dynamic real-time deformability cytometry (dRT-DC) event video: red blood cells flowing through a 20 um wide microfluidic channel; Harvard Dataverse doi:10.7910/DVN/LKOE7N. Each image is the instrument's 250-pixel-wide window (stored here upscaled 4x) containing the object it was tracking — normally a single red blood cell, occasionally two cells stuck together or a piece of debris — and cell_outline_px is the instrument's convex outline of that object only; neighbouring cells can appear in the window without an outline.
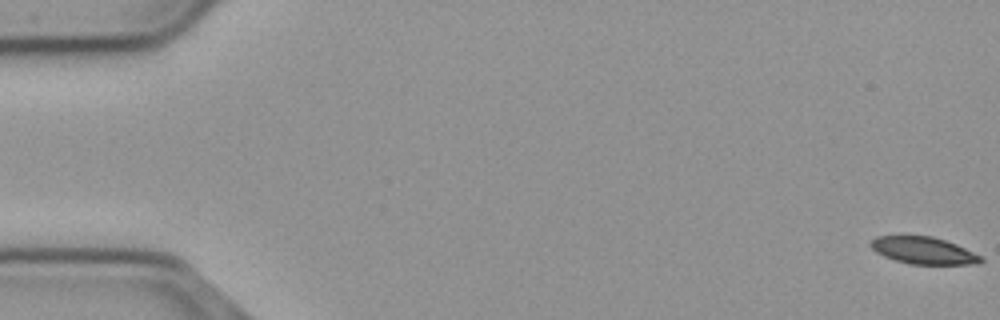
{"species": "common noctule bat (a hibernating species)", "species_latin": "Nyctalus noctula", "temperature_condition": "cold", "stored_images_in_passage": 58, "segment_of_instrument_passage": [1, 2], "camera_frame_rate_fps": 3000, "um_per_image_px": 0.085, "animal": {"sex": "male", "body_mass_g": 23.1, "forearm_length_mm": 52.7}, "frame": {"image": 1, "passage_image": 1, "time_ms": 0.0, "image_size_px": [1000, 320], "cell_outline_px": [[984, 260], [980, 264], [912, 264], [896, 260], [884, 256], [876, 252], [868, 244], [876, 236], [932, 236], [956, 244], [984, 256]], "centroid_in_image_um": [78.54, 21.29], "position_along_channel_um": 6.5, "area_um2": 17.4}}
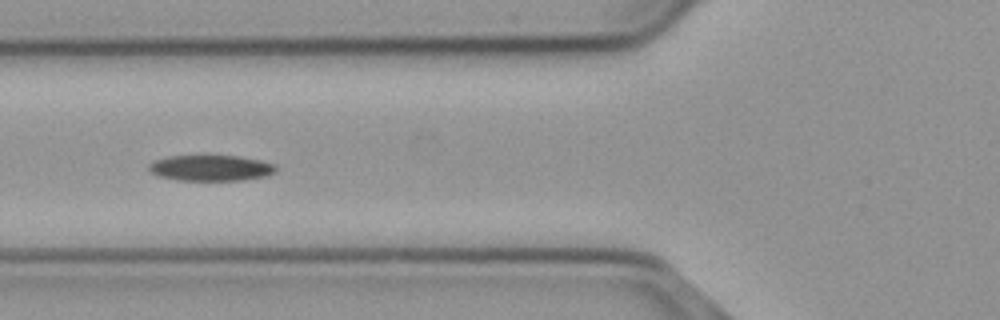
{"frame": {"image": 2, "passage_image": 22, "time_ms": 7.0, "image_size_px": [1000, 320], "cell_outline_px": [[276, 172], [268, 176], [244, 180], [176, 180], [156, 176], [148, 168], [148, 164], [156, 160], [168, 156], [236, 156], [260, 160], [276, 164]], "centroid_in_image_um": [17.94, 14.29], "position_along_channel_um": 107.9, "area_um2": 19.19}}
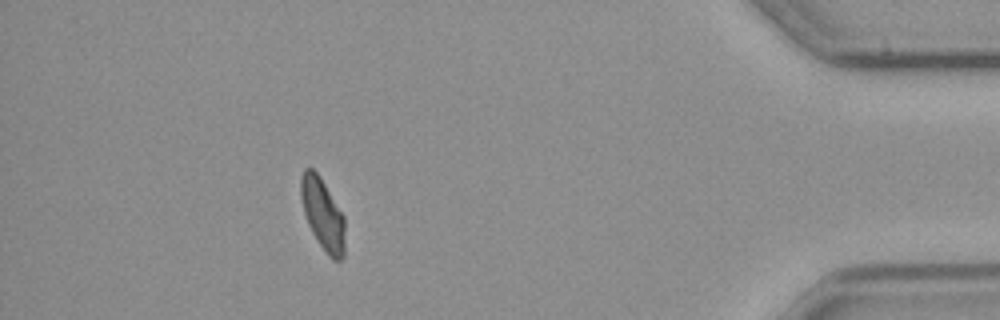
{"frame": {"image": 3, "passage_image": 51, "time_ms": 16.667, "image_size_px": [1000, 320], "cell_outline_px": [[344, 256], [340, 260], [332, 260], [328, 256], [312, 232], [308, 224], [304, 212], [300, 196], [300, 176], [304, 168], [312, 168], [320, 176], [344, 216]], "centroid_in_image_um": [27.42, 18.19], "position_along_channel_um": 407.8, "area_um2": 18.32}}